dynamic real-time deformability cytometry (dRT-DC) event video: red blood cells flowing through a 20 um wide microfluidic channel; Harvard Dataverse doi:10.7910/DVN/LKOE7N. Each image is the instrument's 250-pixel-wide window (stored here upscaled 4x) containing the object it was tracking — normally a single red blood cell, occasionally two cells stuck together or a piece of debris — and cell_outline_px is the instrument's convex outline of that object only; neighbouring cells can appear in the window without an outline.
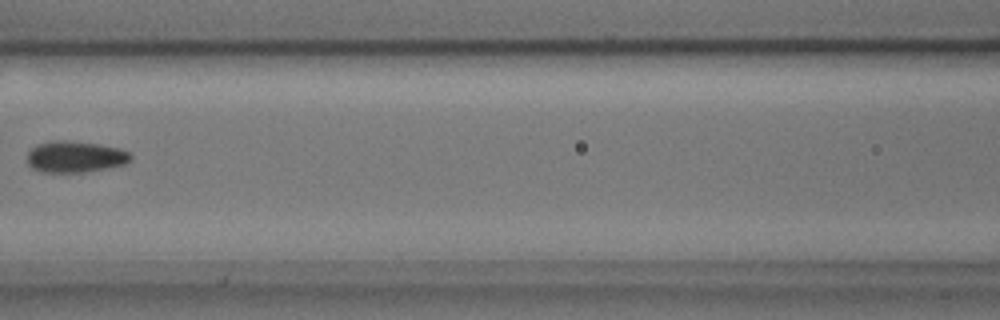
{"species": "common noctule bat (a hibernating species)", "species_latin": "Nyctalus noctula", "temperature_condition": "cold", "stored_images_in_passage": 8, "camera_frame_rate_fps": 3000, "um_per_image_px": 0.085, "animal": {"sex": "male", "body_mass_g": 17.9, "forearm_length_mm": 54.2}, "frame": {"image": 1, "passage_image": 7, "time_ms": 2.0, "image_size_px": [1000, 320], "cell_outline_px": [[132, 160], [124, 164], [108, 168], [84, 172], [40, 172], [32, 168], [28, 164], [28, 152], [36, 144], [52, 140], [64, 140], [96, 144], [120, 148], [128, 152], [132, 156]], "centroid_in_image_um": [6.38, 13.33], "position_along_channel_um": 160.2, "area_um2": 18.96}}
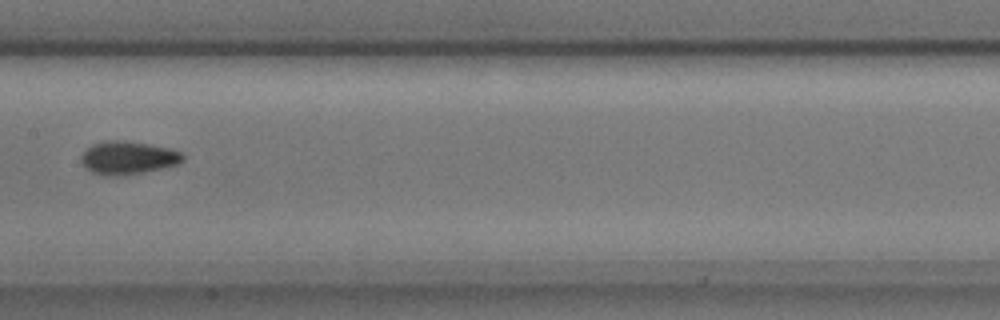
{"frame": {"image": 2, "passage_image": 8, "time_ms": 2.333, "image_size_px": [1000, 320], "cell_outline_px": [[184, 160], [176, 164], [164, 168], [144, 172], [116, 176], [104, 176], [92, 172], [84, 168], [80, 160], [80, 156], [92, 144], [108, 140], [116, 140], [148, 144], [172, 148], [180, 152], [184, 156]], "centroid_in_image_um": [10.86, 13.42], "position_along_channel_um": 196.5, "area_um2": 19.65}}